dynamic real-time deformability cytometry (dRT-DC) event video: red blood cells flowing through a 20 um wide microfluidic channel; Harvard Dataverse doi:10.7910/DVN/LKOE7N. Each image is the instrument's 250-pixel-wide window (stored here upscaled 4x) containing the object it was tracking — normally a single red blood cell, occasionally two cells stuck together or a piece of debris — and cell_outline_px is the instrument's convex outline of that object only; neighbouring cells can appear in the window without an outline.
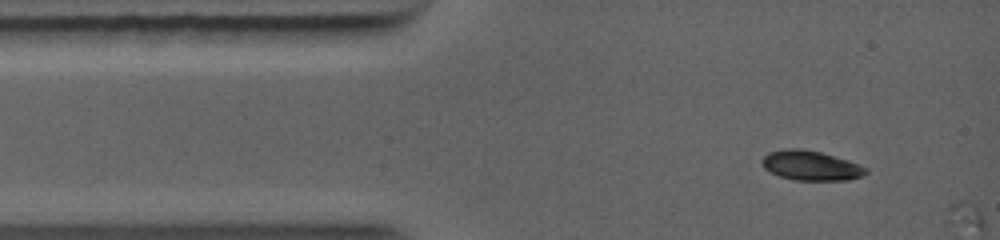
{"species": "common noctule bat (a hibernating species)", "species_latin": "Nyctalus noctula", "temperature_condition": "warm", "stored_images_in_passage": 2, "camera_frame_rate_fps": 5000, "um_per_image_px": 0.085, "animal": {"sex": "female", "body_mass_g": 19.0, "forearm_length_mm": 56.7}, "frame": {"image": 1, "passage_image": 1, "time_ms": 0.0, "image_size_px": [1000, 240], "cell_outline_px": [[868, 172], [860, 176], [848, 180], [792, 180], [780, 176], [764, 168], [760, 164], [760, 160], [768, 152], [784, 148], [800, 148], [820, 152], [848, 160], [868, 168]], "centroid_in_image_um": [68.88, 14.06], "position_along_channel_um": 16.1, "area_um2": 18.03}}